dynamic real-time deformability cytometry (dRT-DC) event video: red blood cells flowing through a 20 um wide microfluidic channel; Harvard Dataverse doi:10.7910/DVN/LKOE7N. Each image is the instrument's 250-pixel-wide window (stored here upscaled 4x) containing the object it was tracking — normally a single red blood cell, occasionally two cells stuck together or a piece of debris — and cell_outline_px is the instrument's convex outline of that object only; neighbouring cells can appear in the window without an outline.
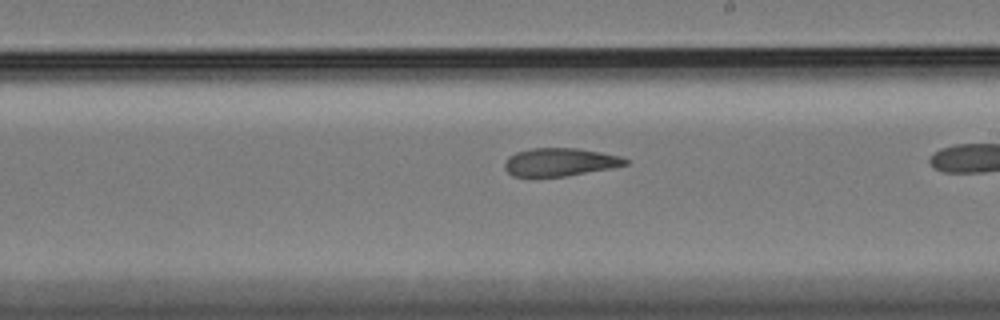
{"species": "Egyptian fruit bat (a non-hibernating species)", "species_latin": "Rousettus aegyptiacus", "temperature_condition": "cold", "stored_images_in_passage": 33, "camera_frame_rate_fps": 3000, "um_per_image_px": 0.085, "animal": {"sex": "female"}, "frame": {"image": 1, "passage_image": 21, "time_ms": 6.667, "image_size_px": [1000, 320], "cell_outline_px": [[628, 164], [612, 168], [564, 176], [512, 176], [504, 168], [504, 164], [508, 156], [516, 152], [532, 148], [580, 148], [620, 156], [628, 160]], "centroid_in_image_um": [47.58, 13.77], "position_along_channel_um": 241.4, "area_um2": 19.65}}
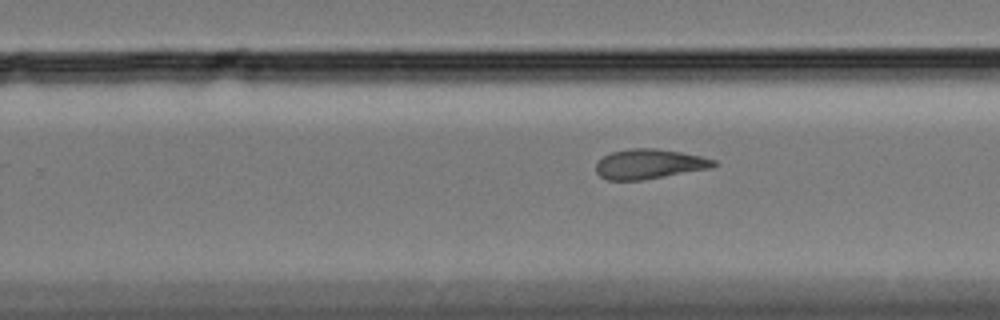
{"frame": {"image": 2, "passage_image": 24, "time_ms": 7.667, "image_size_px": [1000, 320], "cell_outline_px": [[716, 164], [712, 168], [644, 180], [608, 180], [600, 176], [596, 172], [596, 164], [604, 156], [612, 152], [632, 148], [656, 148], [680, 152], [700, 156], [716, 160]], "centroid_in_image_um": [55.2, 13.95], "position_along_channel_um": 274.6, "area_um2": 20.4}}